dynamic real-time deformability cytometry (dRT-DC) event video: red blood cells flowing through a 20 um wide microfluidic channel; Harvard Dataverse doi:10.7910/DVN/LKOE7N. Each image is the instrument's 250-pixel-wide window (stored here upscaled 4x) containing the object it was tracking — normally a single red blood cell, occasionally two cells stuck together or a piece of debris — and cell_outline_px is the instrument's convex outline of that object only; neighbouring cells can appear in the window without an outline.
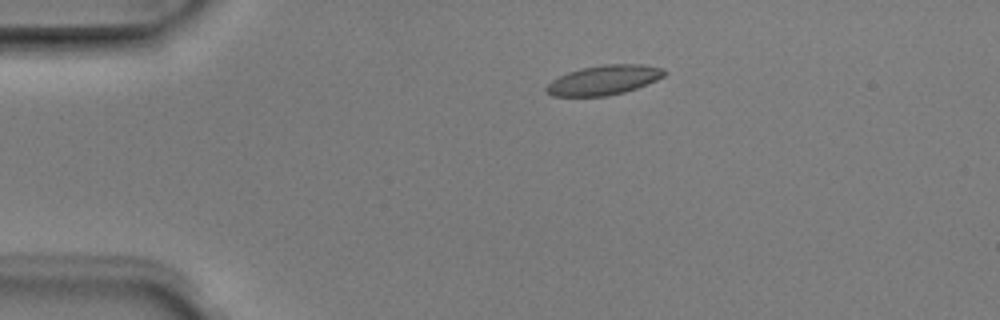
{"species": "Egyptian fruit bat (a non-hibernating species)", "species_latin": "Rousettus aegyptiacus", "temperature_condition": "room temperature", "stored_images_in_passage": 5, "camera_frame_rate_fps": 3000, "um_per_image_px": 0.085, "animal": {"sex": "male"}, "frame": {"image": 1, "passage_image": 4, "time_ms": 1.0, "image_size_px": [1000, 320], "cell_outline_px": [[668, 72], [664, 76], [656, 80], [636, 88], [624, 92], [608, 96], [552, 96], [544, 88], [552, 80], [568, 72], [580, 68], [604, 64], [644, 64], [664, 68]], "centroid_in_image_um": [51.35, 6.79], "position_along_channel_um": 33.6, "area_um2": 20.4}}